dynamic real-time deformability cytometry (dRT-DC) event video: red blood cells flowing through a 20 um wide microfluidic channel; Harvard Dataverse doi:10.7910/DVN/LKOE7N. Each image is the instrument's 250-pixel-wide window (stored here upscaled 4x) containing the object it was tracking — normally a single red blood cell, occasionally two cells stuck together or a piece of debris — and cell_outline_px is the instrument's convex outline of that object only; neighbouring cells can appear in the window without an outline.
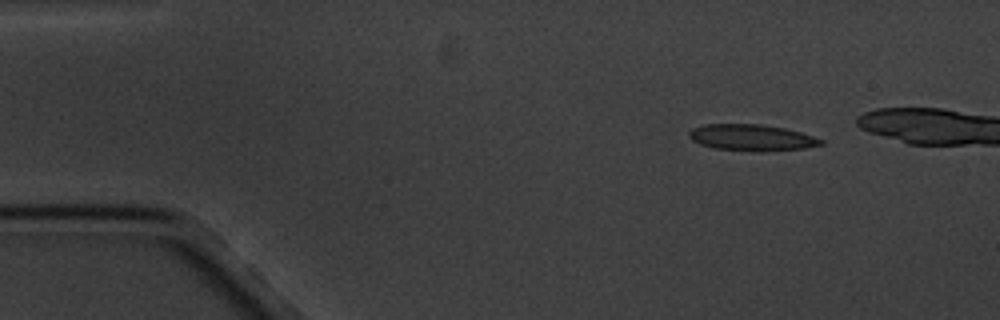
{"species": "common noctule bat (a hibernating species)", "species_latin": "Nyctalus noctula", "temperature_condition": "cold", "stored_images_in_passage": 4, "camera_frame_rate_fps": 3000, "um_per_image_px": 0.085, "animal": {"sex": "male", "body_mass_g": 20.1, "forearm_length_mm": 53.5}, "frame": {"image": 1, "passage_image": 1, "time_ms": 0.0, "image_size_px": [1000, 320], "cell_outline_px": [[824, 144], [804, 148], [716, 148], [700, 144], [692, 140], [688, 136], [688, 132], [692, 128], [704, 124], [760, 124], [784, 128], [800, 132], [824, 140]], "centroid_in_image_um": [63.83, 11.63], "position_along_channel_um": 21.2, "area_um2": 18.96}}